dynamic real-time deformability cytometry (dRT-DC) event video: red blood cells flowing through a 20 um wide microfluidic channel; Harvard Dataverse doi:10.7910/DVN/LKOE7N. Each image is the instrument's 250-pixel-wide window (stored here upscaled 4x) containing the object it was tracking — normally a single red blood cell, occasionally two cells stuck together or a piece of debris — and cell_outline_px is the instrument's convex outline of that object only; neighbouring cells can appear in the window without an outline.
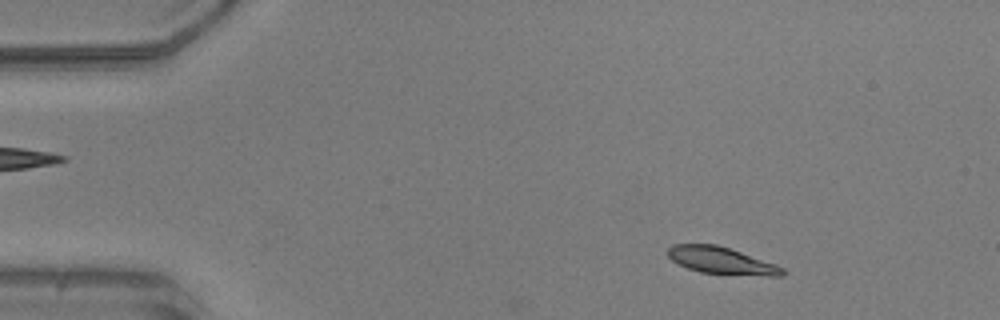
{"species": "common noctule bat (a hibernating species)", "species_latin": "Nyctalus noctula", "temperature_condition": "warm", "stored_images_in_passage": 42, "camera_frame_rate_fps": 3000, "um_per_image_px": 0.085, "animal": {"sex": "male", "body_mass_g": 20.5, "forearm_length_mm": 52.5}, "frame": {"image": 1, "passage_image": 6, "time_ms": 1.667, "image_size_px": [1000, 320], "cell_outline_px": [[788, 272], [784, 276], [768, 276], [700, 272], [688, 268], [672, 260], [668, 256], [668, 248], [672, 244], [716, 244], [776, 264], [784, 268]], "centroid_in_image_um": [61.36, 22.15], "position_along_channel_um": 23.6, "area_um2": 17.86}}
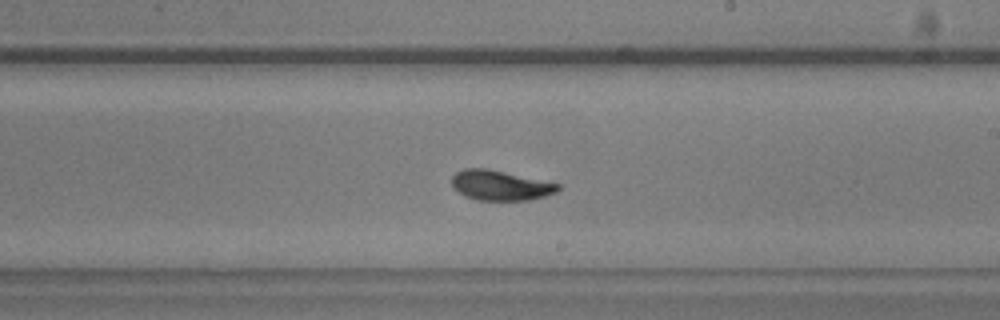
{"frame": {"image": 2, "passage_image": 29, "time_ms": 9.333, "image_size_px": [1000, 320], "cell_outline_px": [[560, 188], [556, 192], [544, 196], [528, 200], [476, 200], [464, 196], [452, 188], [452, 176], [456, 172], [464, 168], [484, 168], [504, 172], [560, 184]], "centroid_in_image_um": [42.47, 15.76], "position_along_channel_um": 246.5, "area_um2": 18.44}}
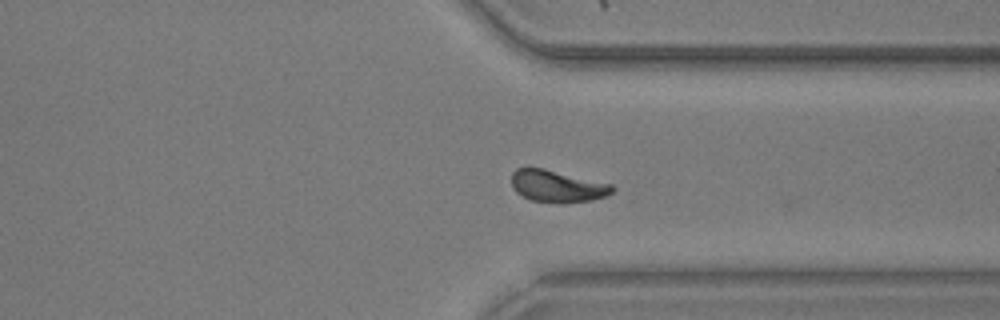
{"frame": {"image": 3, "passage_image": 38, "time_ms": 12.333, "image_size_px": [1000, 320], "cell_outline_px": [[616, 188], [608, 196], [592, 200], [528, 200], [516, 192], [512, 188], [512, 172], [516, 168], [544, 168], [612, 184]], "centroid_in_image_um": [47.36, 15.78], "position_along_channel_um": 364.0, "area_um2": 18.21}, "authors_computed_cell_mechanics": {"area_um2": 18.6116, "velocity_mm_per_s": 3.928, "shape_relaxation_time_tau1_ms": 2.1588, "shape_relaxation_time_tau2_ms": 2.5047, "deformation_change_tau1": 0.1225, "deformation_change_tau2": 0.0647}}